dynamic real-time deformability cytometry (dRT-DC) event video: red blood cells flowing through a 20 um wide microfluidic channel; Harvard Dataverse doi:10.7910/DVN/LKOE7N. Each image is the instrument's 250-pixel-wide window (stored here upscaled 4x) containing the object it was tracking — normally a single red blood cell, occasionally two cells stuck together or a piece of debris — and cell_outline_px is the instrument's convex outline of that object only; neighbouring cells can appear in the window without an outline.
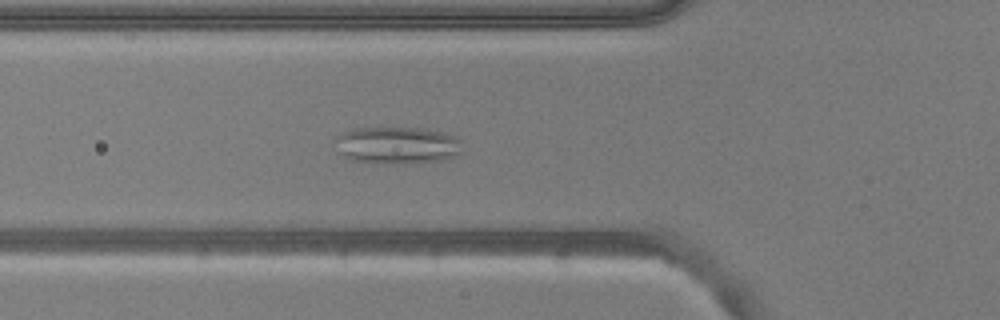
{"species": "common noctule bat (a hibernating species)", "species_latin": "Nyctalus noctula", "temperature_condition": "warm", "stored_images_in_passage": 49, "camera_frame_rate_fps": 3000, "um_per_image_px": 0.085, "animal": {"sex": "male", "body_mass_g": 20.5, "forearm_length_mm": 52.5}, "frame": {"image": 1, "passage_image": 19, "time_ms": 6.0, "image_size_px": [1000, 320], "cell_outline_px": [[460, 152], [456, 156], [448, 160], [412, 164], [388, 164], [352, 160], [344, 156], [340, 152], [332, 140], [336, 136], [352, 128], [424, 128], [444, 132], [456, 136], [460, 140]], "centroid_in_image_um": [33.78, 12.36], "position_along_channel_um": 92.0, "area_um2": 28.09}}
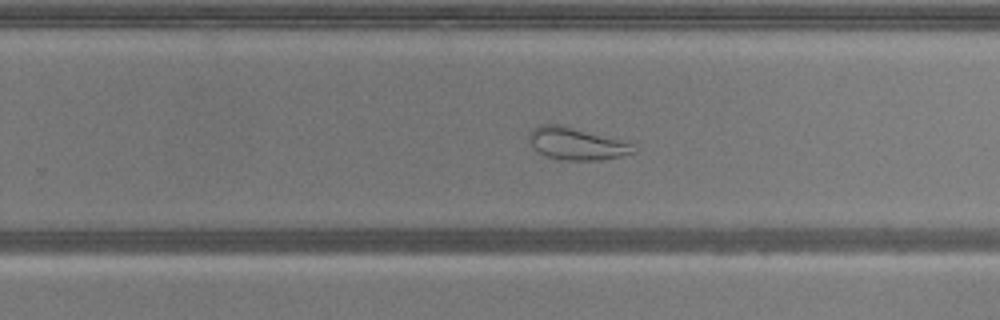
{"frame": {"image": 2, "passage_image": 34, "time_ms": 11.0, "image_size_px": [1000, 320], "cell_outline_px": [[636, 152], [620, 156], [600, 160], [564, 160], [548, 156], [532, 148], [528, 140], [528, 132], [532, 128], [540, 124], [564, 124], [620, 140], [632, 144]], "centroid_in_image_um": [48.94, 12.19], "position_along_channel_um": 280.9, "area_um2": 19.71}}
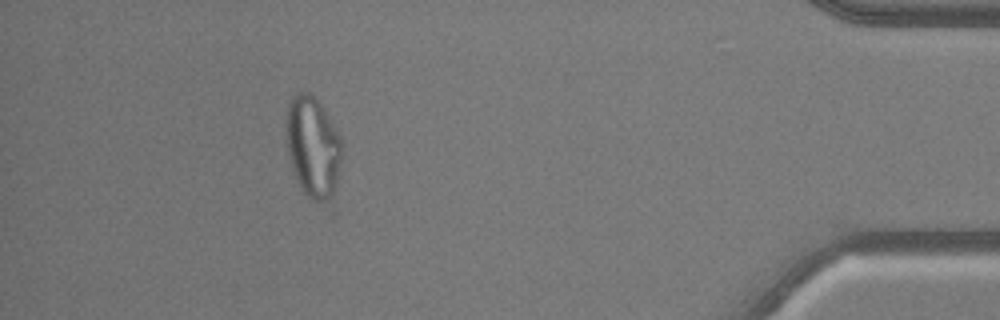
{"frame": {"image": 3, "passage_image": 43, "time_ms": 14.0, "image_size_px": [1000, 320], "cell_outline_px": [[340, 168], [336, 188], [328, 200], [312, 200], [300, 188], [292, 172], [288, 156], [284, 136], [284, 120], [288, 100], [296, 92], [308, 92], [320, 104], [340, 132]], "centroid_in_image_um": [26.53, 12.44], "position_along_channel_um": 408.7, "area_um2": 33.41}}